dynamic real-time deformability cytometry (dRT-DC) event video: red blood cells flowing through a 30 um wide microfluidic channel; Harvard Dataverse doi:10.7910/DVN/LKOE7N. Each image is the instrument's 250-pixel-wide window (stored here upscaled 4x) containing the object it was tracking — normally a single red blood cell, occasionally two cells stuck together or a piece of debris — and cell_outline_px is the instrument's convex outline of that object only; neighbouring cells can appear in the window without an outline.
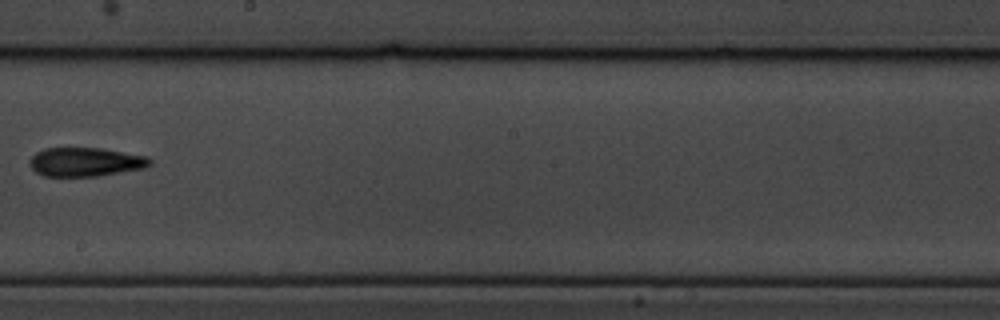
{"species": "common noctule bat (a hibernating species)", "species_latin": "Nyctalus noctula", "temperature_condition": "cold", "stored_images_in_passage": 10, "camera_frame_rate_fps": 3000, "um_per_image_px": 0.085, "animal": {"sex": "male", "body_mass_g": 19.5, "forearm_length_mm": 54.6}, "frame": {"image": 1, "passage_image": 10, "time_ms": 11.0, "image_size_px": [1000, 320], "cell_outline_px": [[152, 164], [148, 168], [96, 176], [44, 176], [36, 172], [28, 164], [28, 160], [36, 152], [44, 148], [100, 148], [148, 156], [152, 160]], "centroid_in_image_um": [7.28, 13.76], "position_along_channel_um": 240.9, "area_um2": 20.46}}